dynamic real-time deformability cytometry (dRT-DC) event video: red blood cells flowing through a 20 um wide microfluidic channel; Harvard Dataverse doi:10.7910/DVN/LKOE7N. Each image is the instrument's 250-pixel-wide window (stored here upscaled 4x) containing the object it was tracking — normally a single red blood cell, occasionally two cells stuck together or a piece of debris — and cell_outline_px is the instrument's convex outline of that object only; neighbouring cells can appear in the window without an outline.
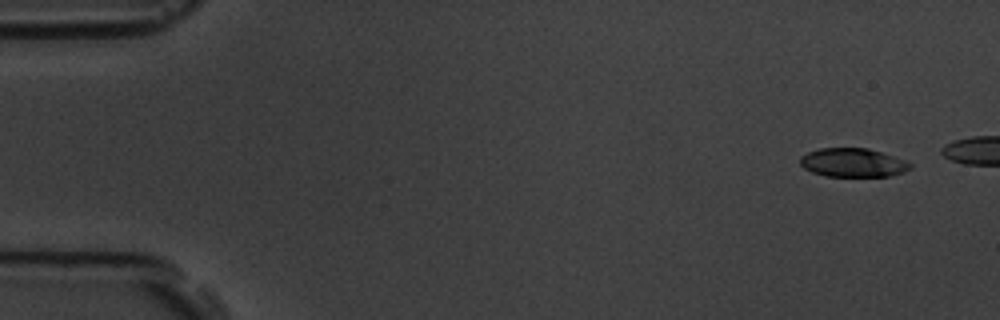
{"species": "common noctule bat (a hibernating species)", "species_latin": "Nyctalus noctula", "temperature_condition": "room temperature", "stored_images_in_passage": 5, "camera_frame_rate_fps": 3000, "um_per_image_px": 0.085, "animal": {"sex": "male", "body_mass_g": 19.5, "forearm_length_mm": 54.6}, "frame": {"image": 1, "passage_image": 1, "time_ms": 0.0, "image_size_px": [1000, 320], "cell_outline_px": [[912, 168], [904, 172], [892, 176], [824, 176], [812, 172], [804, 168], [800, 164], [800, 156], [808, 152], [820, 148], [868, 148], [904, 160], [912, 164]], "centroid_in_image_um": [72.49, 13.83], "position_along_channel_um": 12.5, "area_um2": 18.44}}